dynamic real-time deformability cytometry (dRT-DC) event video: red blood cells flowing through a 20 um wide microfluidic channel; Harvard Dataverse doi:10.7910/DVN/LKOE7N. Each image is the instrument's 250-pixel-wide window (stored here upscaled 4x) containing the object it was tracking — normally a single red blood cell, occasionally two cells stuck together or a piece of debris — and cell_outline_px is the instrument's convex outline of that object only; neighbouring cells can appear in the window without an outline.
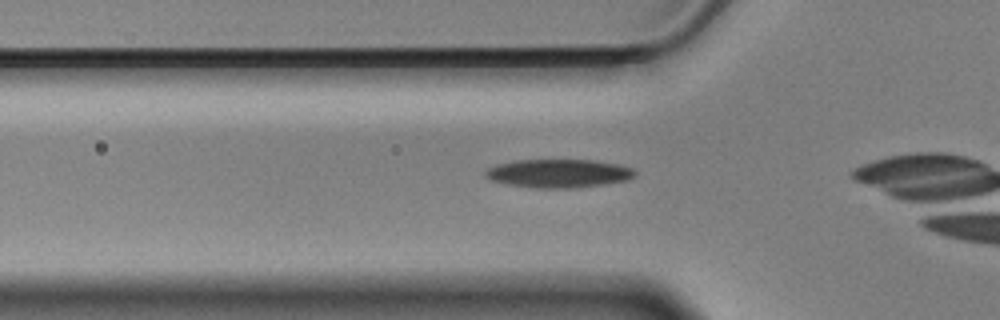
{"species": "Egyptian fruit bat (a non-hibernating species)", "species_latin": "Rousettus aegyptiacus", "temperature_condition": "cold", "stored_images_in_passage": 40, "camera_frame_rate_fps": 3000, "um_per_image_px": 0.085, "animal": {"sex": "male"}, "frame": {"image": 1, "passage_image": 14, "time_ms": 4.333, "image_size_px": [1000, 320], "cell_outline_px": [[636, 176], [628, 180], [604, 184], [576, 188], [536, 188], [508, 184], [492, 180], [484, 176], [484, 172], [488, 168], [496, 164], [516, 160], [596, 160], [616, 164], [632, 168], [636, 172]], "centroid_in_image_um": [47.49, 14.74], "position_along_channel_um": 78.3, "area_um2": 24.85}}
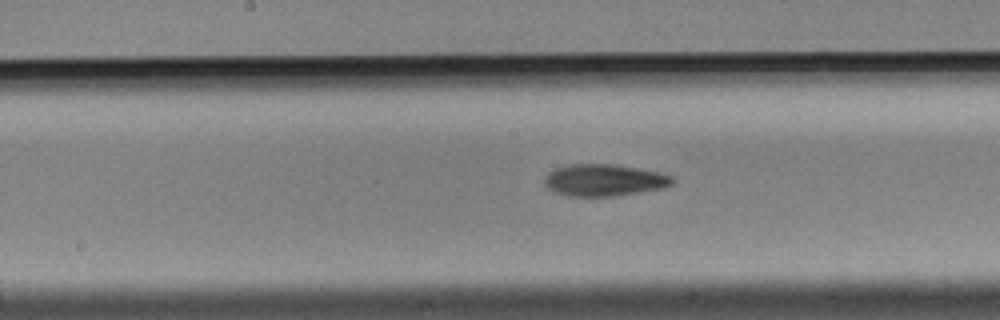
{"frame": {"image": 2, "passage_image": 24, "time_ms": 7.667, "image_size_px": [1000, 320], "cell_outline_px": [[676, 180], [672, 184], [664, 188], [612, 196], [568, 196], [552, 192], [544, 184], [544, 180], [548, 172], [556, 168], [568, 164], [616, 164], [640, 168], [672, 176]], "centroid_in_image_um": [51.33, 15.31], "position_along_channel_um": 196.9, "area_um2": 23.87}}
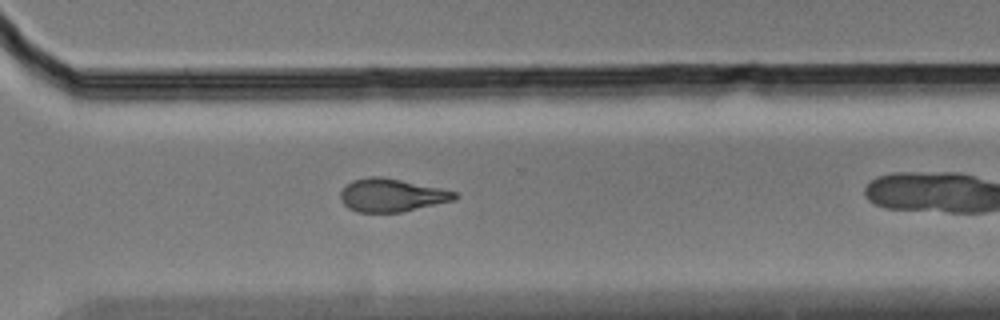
{"frame": {"image": 3, "passage_image": 36, "time_ms": 11.667, "image_size_px": [1000, 320], "cell_outline_px": [[460, 196], [456, 200], [400, 212], [356, 212], [348, 208], [340, 200], [340, 192], [352, 180], [368, 176], [380, 176], [444, 188], [456, 192]], "centroid_in_image_um": [33.32, 16.58], "position_along_channel_um": 337.3, "area_um2": 22.2}}